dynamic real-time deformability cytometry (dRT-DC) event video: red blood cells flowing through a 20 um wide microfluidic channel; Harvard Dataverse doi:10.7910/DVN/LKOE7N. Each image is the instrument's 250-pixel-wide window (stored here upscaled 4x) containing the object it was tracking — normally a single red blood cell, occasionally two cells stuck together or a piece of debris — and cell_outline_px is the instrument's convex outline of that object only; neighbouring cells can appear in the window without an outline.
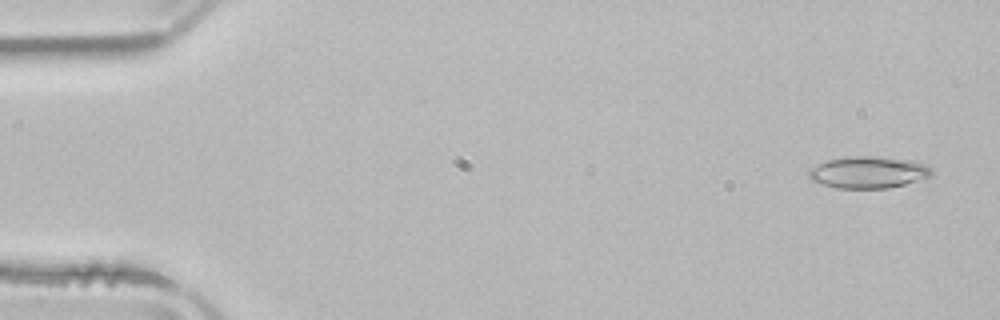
{"species": "common noctule bat (a hibernating species)", "species_latin": "Nyctalus noctula", "temperature_condition": "room temperature", "stored_images_in_passage": 3, "camera_frame_rate_fps": 3000, "um_per_image_px": 0.085, "animal": {"sex": "male", "body_mass_g": 21.5, "forearm_length_mm": 52.0}, "frame": {"image": 1, "passage_image": 1, "time_ms": 0.0, "image_size_px": [1000, 320], "cell_outline_px": [[932, 176], [924, 180], [888, 188], [836, 188], [820, 184], [812, 180], [808, 176], [808, 168], [828, 160], [848, 156], [876, 156], [912, 160], [928, 164], [932, 168]], "centroid_in_image_um": [73.85, 14.64], "position_along_channel_um": 11.1, "area_um2": 23.24}}